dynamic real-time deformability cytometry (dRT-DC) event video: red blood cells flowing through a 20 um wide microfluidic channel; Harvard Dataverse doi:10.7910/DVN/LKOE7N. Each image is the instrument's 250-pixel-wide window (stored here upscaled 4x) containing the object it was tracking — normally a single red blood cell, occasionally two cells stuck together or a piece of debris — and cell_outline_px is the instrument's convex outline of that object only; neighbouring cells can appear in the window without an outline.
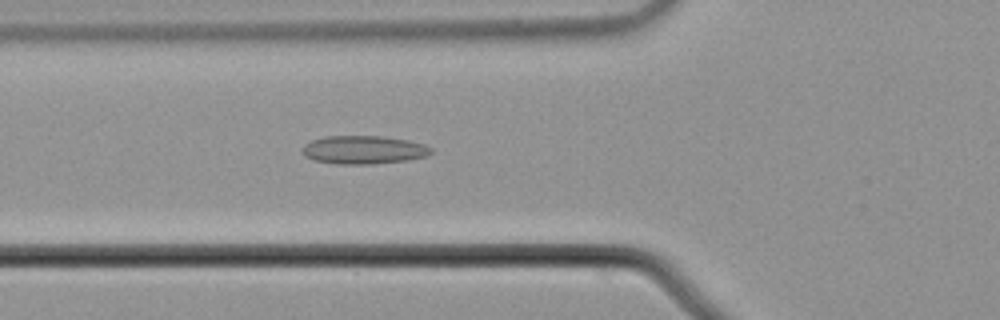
{"species": "common noctule bat (a hibernating species)", "species_latin": "Nyctalus noctula", "temperature_condition": "cold", "stored_images_in_passage": 53, "camera_frame_rate_fps": 3000, "um_per_image_px": 0.085, "animal": {"sex": "male", "body_mass_g": 21.5, "forearm_length_mm": 52.0}, "frame": {"image": 1, "passage_image": 19, "time_ms": 6.0, "image_size_px": [1000, 320], "cell_outline_px": [[432, 152], [428, 156], [408, 160], [372, 164], [336, 164], [312, 160], [304, 156], [304, 144], [312, 140], [324, 136], [380, 136], [408, 140], [424, 144], [432, 148]], "centroid_in_image_um": [30.92, 12.74], "position_along_channel_um": 94.9, "area_um2": 21.33}}
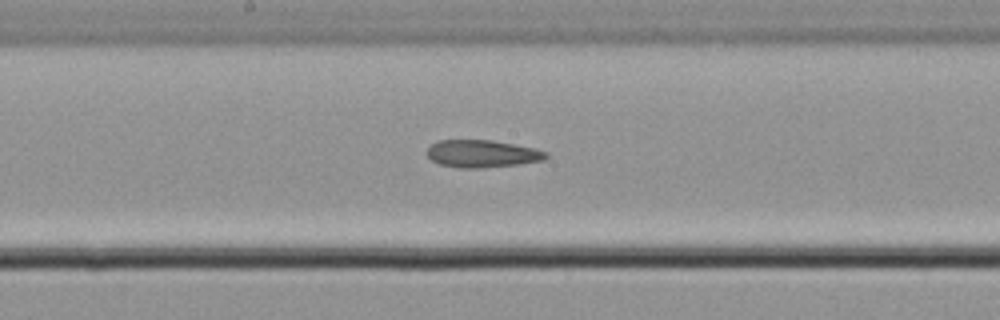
{"frame": {"image": 2, "passage_image": 28, "time_ms": 9.0, "image_size_px": [1000, 320], "cell_outline_px": [[548, 156], [544, 160], [520, 164], [480, 168], [460, 168], [440, 164], [432, 160], [428, 156], [428, 148], [436, 140], [492, 140], [536, 148], [548, 152]], "centroid_in_image_um": [41.02, 13.06], "position_along_channel_um": 207.2, "area_um2": 19.07}}
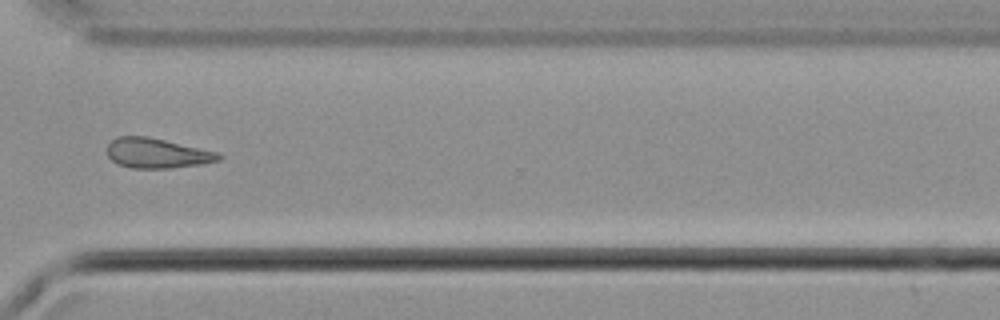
{"frame": {"image": 3, "passage_image": 40, "time_ms": 13.0, "image_size_px": [1000, 320], "cell_outline_px": [[224, 156], [220, 160], [200, 164], [172, 168], [132, 168], [116, 164], [108, 156], [108, 144], [116, 136], [144, 136], [164, 140], [220, 152]], "centroid_in_image_um": [13.36, 13.02], "position_along_channel_um": 357.2, "area_um2": 19.48}}